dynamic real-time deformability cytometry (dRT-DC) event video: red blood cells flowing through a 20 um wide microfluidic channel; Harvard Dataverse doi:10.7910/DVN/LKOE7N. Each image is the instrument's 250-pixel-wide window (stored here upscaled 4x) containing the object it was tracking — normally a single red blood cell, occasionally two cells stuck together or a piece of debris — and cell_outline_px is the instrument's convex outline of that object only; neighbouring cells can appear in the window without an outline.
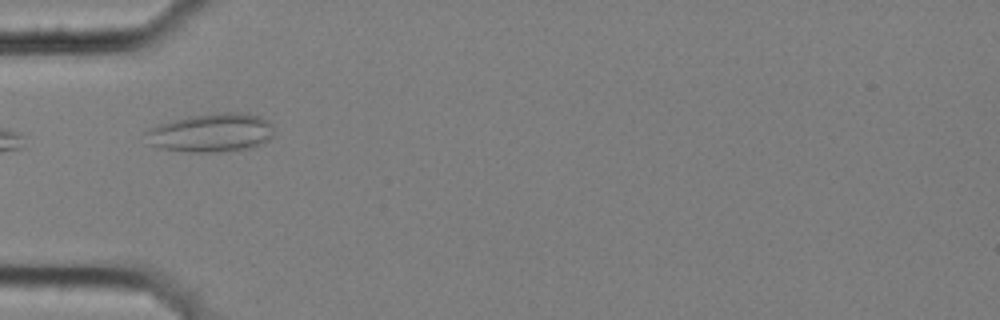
{"species": "common noctule bat (a hibernating species)", "species_latin": "Nyctalus noctula", "temperature_condition": "cold", "stored_images_in_passage": 6, "camera_frame_rate_fps": 3000, "um_per_image_px": 0.085, "animal": {"sex": "female", "body_mass_g": 25.1}, "frame": {"image": 1, "passage_image": 3, "time_ms": 0.667, "image_size_px": [1000, 320], "cell_outline_px": [[272, 136], [268, 140], [260, 144], [248, 148], [220, 152], [188, 152], [160, 148], [148, 144], [144, 132], [148, 128], [160, 124], [188, 116], [216, 112], [240, 112], [260, 116], [268, 120], [272, 124]], "centroid_in_image_um": [17.93, 11.27], "position_along_channel_um": 67.1, "area_um2": 29.07}}